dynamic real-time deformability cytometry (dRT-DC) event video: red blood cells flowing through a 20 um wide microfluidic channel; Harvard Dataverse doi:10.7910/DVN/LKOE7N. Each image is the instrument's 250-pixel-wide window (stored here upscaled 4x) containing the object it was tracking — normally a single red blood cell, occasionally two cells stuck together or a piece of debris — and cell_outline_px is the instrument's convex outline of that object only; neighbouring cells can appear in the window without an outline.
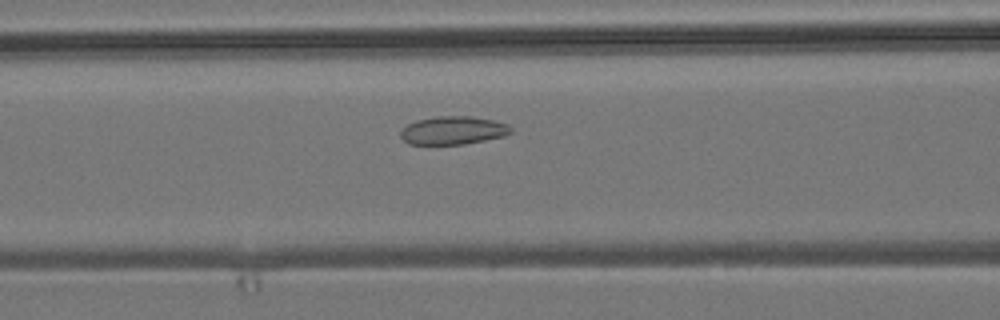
{"species": "common noctule bat (a hibernating species)", "species_latin": "Nyctalus noctula", "temperature_condition": "room temperature", "stored_images_in_passage": 49, "camera_frame_rate_fps": 3000, "um_per_image_px": 0.085, "animal": {"sex": "male", "body_mass_g": 19.2, "forearm_length_mm": 51.8}, "frame": {"image": 1, "passage_image": 17, "time_ms": 5.333, "image_size_px": [1000, 320], "cell_outline_px": [[512, 132], [504, 136], [464, 144], [408, 144], [400, 136], [400, 132], [408, 124], [416, 120], [436, 116], [472, 116], [492, 120], [508, 124], [512, 128]], "centroid_in_image_um": [38.52, 11.08], "position_along_channel_um": 128.1, "area_um2": 18.09}}
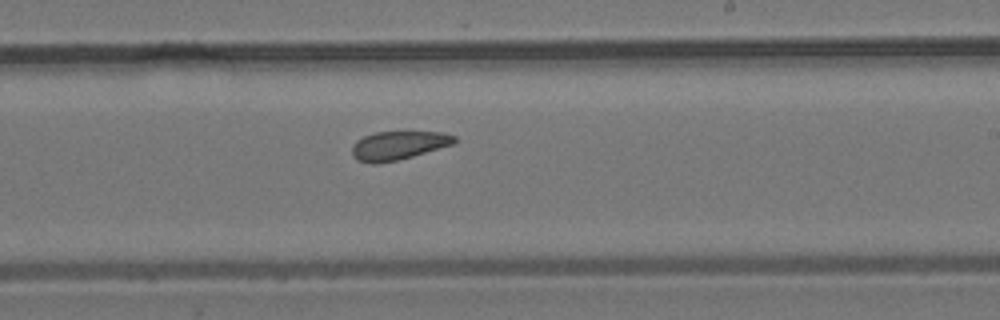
{"frame": {"image": 2, "passage_image": 27, "time_ms": 8.667, "image_size_px": [1000, 320], "cell_outline_px": [[460, 140], [452, 144], [412, 156], [396, 160], [376, 164], [372, 164], [356, 160], [352, 156], [352, 144], [356, 140], [364, 136], [376, 132], [444, 132], [456, 136]], "centroid_in_image_um": [33.84, 12.36], "position_along_channel_um": 255.2, "area_um2": 17.11}}
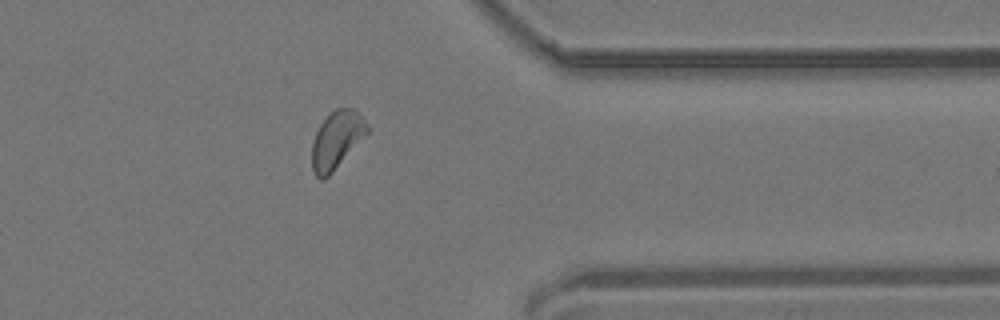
{"frame": {"image": 3, "passage_image": 38, "time_ms": 12.333, "image_size_px": [1000, 320], "cell_outline_px": [[368, 132], [332, 172], [324, 180], [320, 180], [312, 172], [312, 140], [320, 124], [336, 108], [352, 108], [368, 124]], "centroid_in_image_um": [28.58, 11.92], "position_along_channel_um": 382.8, "area_um2": 18.15}, "authors_computed_cell_mechanics": {"area_um2": 18.4382, "velocity_mm_per_s": 3.8174, "shape_relaxation_time_tau1_ms": null, "shape_relaxation_time_tau2_ms": 4.4988, "deformation_change_tau1": null, "deformation_change_tau2": 0.0963}}